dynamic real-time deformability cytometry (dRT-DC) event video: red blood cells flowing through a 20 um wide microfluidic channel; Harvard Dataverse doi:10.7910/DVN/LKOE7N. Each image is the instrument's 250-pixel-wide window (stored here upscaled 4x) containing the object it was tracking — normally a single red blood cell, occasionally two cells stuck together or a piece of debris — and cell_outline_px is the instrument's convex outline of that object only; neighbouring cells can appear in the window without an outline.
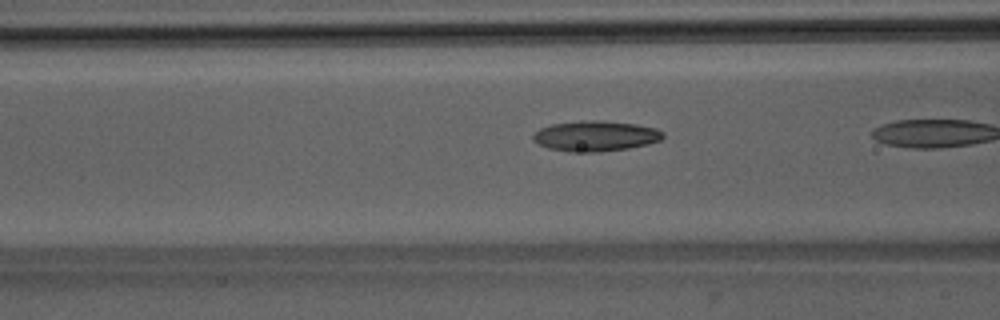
{"species": "Egyptian fruit bat (a non-hibernating species)", "species_latin": "Rousettus aegyptiacus", "temperature_condition": "room temperature", "stored_images_in_passage": 14, "camera_frame_rate_fps": 3000, "um_per_image_px": 0.085, "animal": {"sex": "male"}, "frame": {"image": 1, "passage_image": 10, "time_ms": 3.0, "image_size_px": [1000, 320], "cell_outline_px": [[664, 136], [660, 140], [648, 144], [628, 148], [600, 152], [568, 152], [548, 148], [532, 140], [532, 136], [540, 128], [552, 124], [584, 120], [600, 120], [636, 124], [656, 128], [664, 132]], "centroid_in_image_um": [50.62, 11.56], "position_along_channel_um": 116.0, "area_um2": 23.12}}